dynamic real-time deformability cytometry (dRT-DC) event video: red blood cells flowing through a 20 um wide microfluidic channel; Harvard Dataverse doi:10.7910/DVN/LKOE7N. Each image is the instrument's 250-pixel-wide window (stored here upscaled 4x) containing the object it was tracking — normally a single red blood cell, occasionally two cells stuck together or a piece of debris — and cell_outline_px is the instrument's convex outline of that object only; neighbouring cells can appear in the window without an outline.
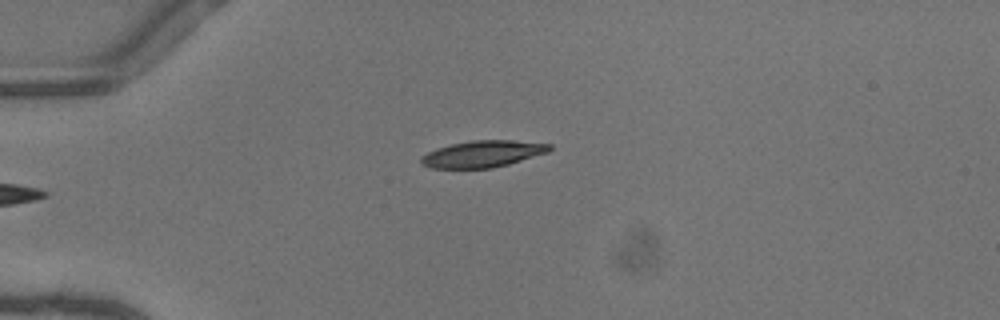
{"species": "common noctule bat (a hibernating species)", "species_latin": "Nyctalus noctula", "temperature_condition": "warm", "stored_images_in_passage": 34, "camera_frame_rate_fps": 3000, "um_per_image_px": 0.085, "animal": {"sex": "female"}, "frame": {"image": 1, "passage_image": 1, "time_ms": 0.0, "image_size_px": [1000, 320], "cell_outline_px": [[552, 148], [548, 152], [508, 164], [492, 168], [432, 168], [420, 164], [420, 156], [436, 148], [452, 144], [472, 140], [512, 140], [552, 144]], "centroid_in_image_um": [41.01, 13.08], "position_along_channel_um": 44.0, "area_um2": 19.94}}
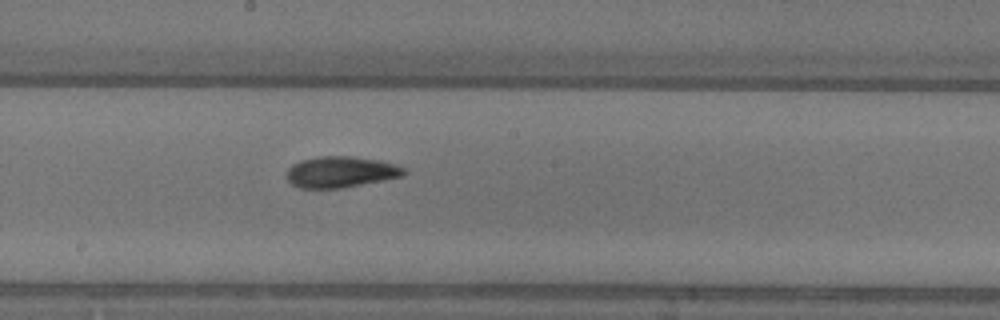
{"frame": {"image": 2, "passage_image": 16, "time_ms": 5.0, "image_size_px": [1000, 320], "cell_outline_px": [[408, 172], [404, 176], [344, 188], [300, 188], [292, 184], [288, 180], [288, 168], [292, 164], [300, 160], [316, 156], [352, 156], [380, 160], [404, 168]], "centroid_in_image_um": [28.97, 14.61], "position_along_channel_um": 219.2, "area_um2": 21.39}}
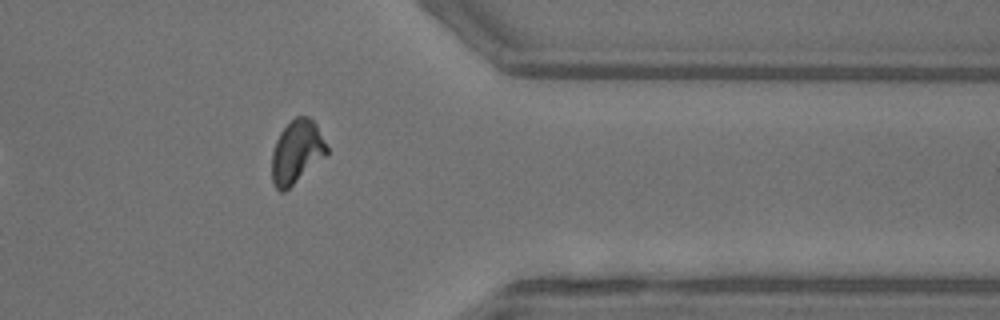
{"frame": {"image": 3, "passage_image": 29, "time_ms": 9.333, "image_size_px": [1000, 320], "cell_outline_px": [[328, 152], [324, 156], [284, 192], [280, 192], [276, 188], [272, 180], [272, 152], [276, 140], [280, 132], [296, 116], [308, 116], [316, 124], [328, 148]], "centroid_in_image_um": [25.2, 12.9], "position_along_channel_um": 386.2, "area_um2": 19.83}, "authors_computed_cell_mechanics": {"area_um2": 20.5479, "velocity_mm_per_s": 4.1, "shape_relaxation_time_tau1_ms": 5.4774, "shape_relaxation_time_tau2_ms": 2.6628, "deformation_change_tau1": 0.1786, "deformation_change_tau2": 0.0931}}